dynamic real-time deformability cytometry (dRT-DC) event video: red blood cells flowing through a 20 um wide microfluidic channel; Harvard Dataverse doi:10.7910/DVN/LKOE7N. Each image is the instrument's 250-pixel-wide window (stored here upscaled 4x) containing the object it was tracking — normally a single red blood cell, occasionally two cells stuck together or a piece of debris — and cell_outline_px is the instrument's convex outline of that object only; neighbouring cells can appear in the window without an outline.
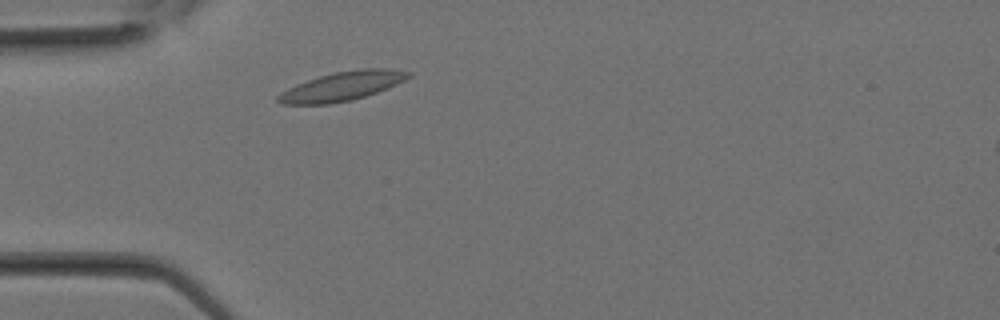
{"species": "Egyptian fruit bat (a non-hibernating species)", "species_latin": "Rousettus aegyptiacus", "temperature_condition": "room temperature", "stored_images_in_passage": 23, "camera_frame_rate_fps": 3000, "um_per_image_px": 0.085, "animal": {"sex": "female"}, "frame": {"image": 1, "passage_image": 3, "time_ms": 0.667, "image_size_px": [1000, 320], "cell_outline_px": [[412, 76], [388, 88], [352, 100], [328, 104], [280, 104], [276, 100], [276, 96], [280, 92], [296, 84], [320, 76], [336, 72], [360, 68], [392, 68], [412, 72]], "centroid_in_image_um": [29.09, 7.32], "position_along_channel_um": 55.9, "area_um2": 22.08}}
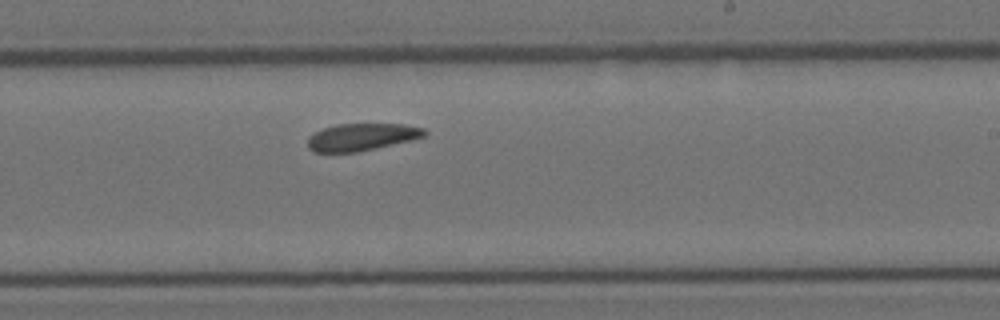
{"frame": {"image": 2, "passage_image": 12, "time_ms": 3.667, "image_size_px": [1000, 320], "cell_outline_px": [[428, 132], [424, 136], [412, 140], [356, 152], [312, 152], [308, 148], [308, 136], [324, 128], [336, 124], [404, 124], [424, 128]], "centroid_in_image_um": [30.74, 11.64], "position_along_channel_um": 258.3, "area_um2": 18.5}}
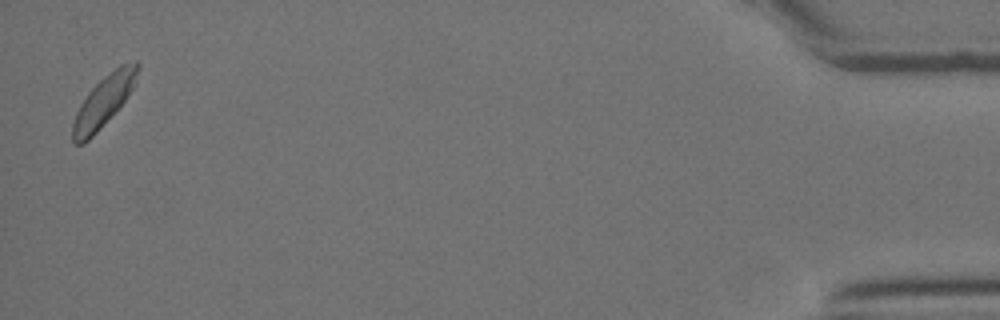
{"frame": {"image": 3, "passage_image": 23, "time_ms": 7.333, "image_size_px": [1000, 320], "cell_outline_px": [[140, 68], [132, 88], [124, 100], [96, 132], [84, 144], [72, 144], [72, 124], [76, 112], [80, 104], [88, 92], [104, 76], [120, 64], [136, 60], [140, 64]], "centroid_in_image_um": [8.79, 8.58], "position_along_channel_um": 426.4, "area_um2": 18.9}}